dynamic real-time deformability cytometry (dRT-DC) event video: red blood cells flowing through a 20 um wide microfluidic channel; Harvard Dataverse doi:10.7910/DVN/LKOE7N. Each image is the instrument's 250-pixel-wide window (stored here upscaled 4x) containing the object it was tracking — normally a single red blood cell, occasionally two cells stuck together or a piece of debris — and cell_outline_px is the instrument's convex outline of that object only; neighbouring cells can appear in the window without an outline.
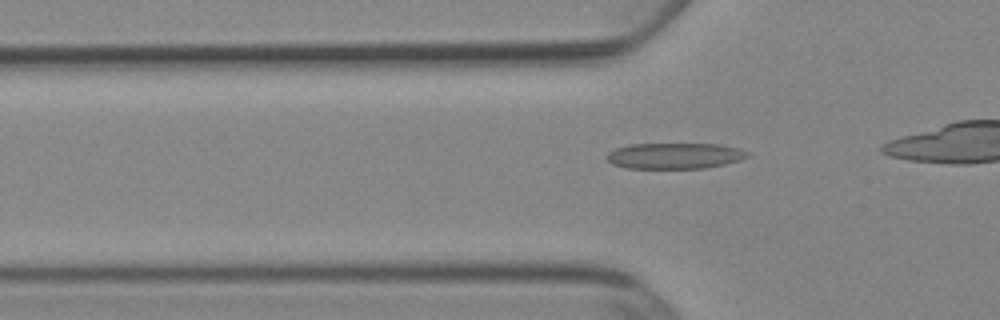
{"species": "Egyptian fruit bat (a non-hibernating species)", "species_latin": "Rousettus aegyptiacus", "temperature_condition": "cold", "stored_images_in_passage": 26, "camera_frame_rate_fps": 3000, "um_per_image_px": 0.085, "animal": {"sex": "female"}, "frame": {"image": 1, "passage_image": 13, "time_ms": 4.0, "image_size_px": [1000, 320], "cell_outline_px": [[752, 156], [740, 160], [724, 164], [704, 168], [628, 168], [612, 164], [604, 156], [608, 152], [616, 148], [632, 144], [716, 144], [736, 148], [748, 152]], "centroid_in_image_um": [57.33, 13.24], "position_along_channel_um": 68.5, "area_um2": 21.15}}
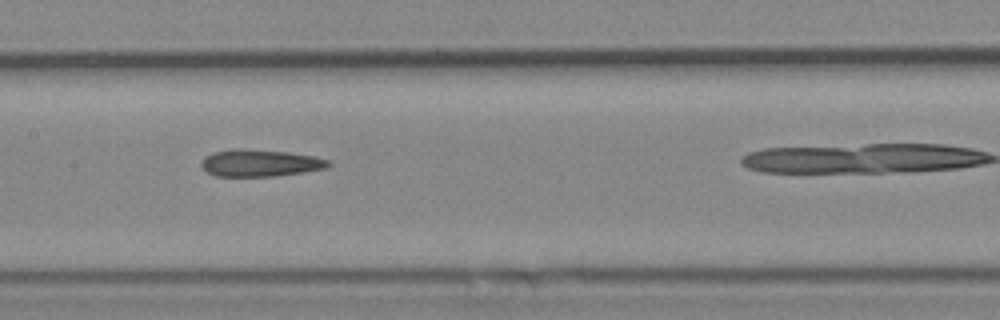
{"frame": {"image": 2, "passage_image": 22, "time_ms": 7.0, "image_size_px": [1000, 320], "cell_outline_px": [[332, 164], [328, 168], [304, 172], [276, 176], [216, 176], [208, 172], [200, 164], [204, 156], [212, 152], [232, 148], [240, 148], [288, 152], [316, 156], [328, 160]], "centroid_in_image_um": [22.12, 13.84], "position_along_channel_um": 185.3, "area_um2": 20.23}}
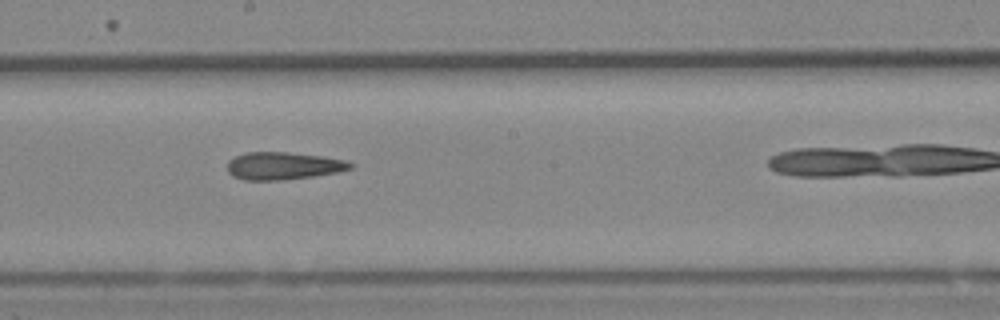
{"frame": {"image": 3, "passage_image": 25, "time_ms": 8.0, "image_size_px": [1000, 320], "cell_outline_px": [[356, 164], [352, 168], [336, 172], [312, 176], [280, 180], [244, 180], [232, 176], [228, 172], [228, 160], [236, 156], [248, 152], [288, 152], [320, 156], [344, 160]], "centroid_in_image_um": [24.06, 14.09], "position_along_channel_um": 224.1, "area_um2": 19.59}}